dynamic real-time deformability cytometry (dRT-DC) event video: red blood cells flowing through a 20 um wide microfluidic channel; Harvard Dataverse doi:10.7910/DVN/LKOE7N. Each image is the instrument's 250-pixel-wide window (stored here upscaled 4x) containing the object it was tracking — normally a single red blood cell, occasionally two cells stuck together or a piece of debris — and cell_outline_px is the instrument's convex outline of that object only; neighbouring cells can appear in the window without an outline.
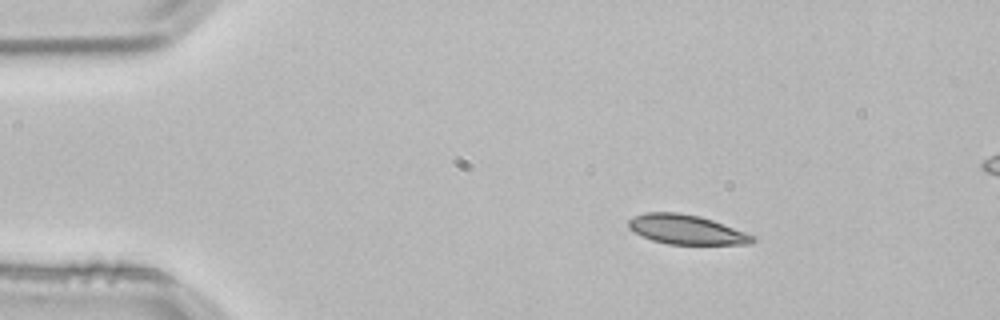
{"species": "common noctule bat (a hibernating species)", "species_latin": "Nyctalus noctula", "temperature_condition": "room temperature", "stored_images_in_passage": 2, "camera_frame_rate_fps": 3000, "um_per_image_px": 0.085, "animal": {"sex": "male", "body_mass_g": 21.5, "forearm_length_mm": 52.0}, "frame": {"image": 1, "passage_image": 1, "time_ms": 0.0, "image_size_px": [1000, 320], "cell_outline_px": [[756, 240], [752, 244], [668, 244], [652, 240], [628, 228], [628, 220], [632, 216], [644, 212], [680, 212], [700, 216], [712, 220], [756, 236]], "centroid_in_image_um": [58.34, 19.5], "position_along_channel_um": 26.7, "area_um2": 21.33}}